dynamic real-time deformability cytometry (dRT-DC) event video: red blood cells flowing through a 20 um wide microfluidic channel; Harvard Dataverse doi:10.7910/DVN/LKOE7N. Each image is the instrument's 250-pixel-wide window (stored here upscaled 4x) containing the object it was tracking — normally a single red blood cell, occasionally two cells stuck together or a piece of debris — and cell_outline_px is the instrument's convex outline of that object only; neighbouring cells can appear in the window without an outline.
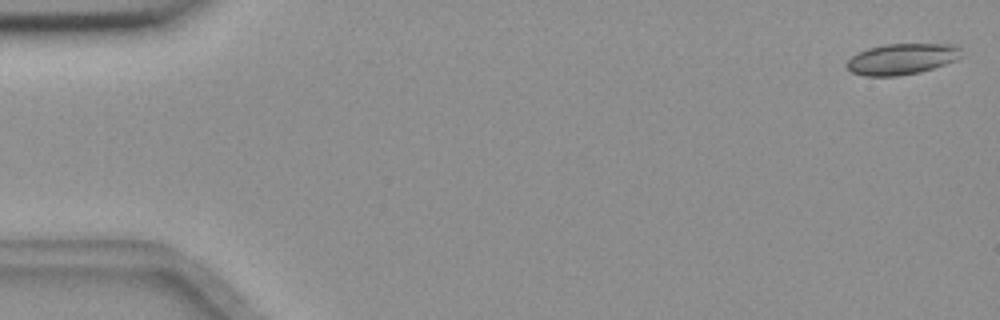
{"species": "common noctule bat (a hibernating species)", "species_latin": "Nyctalus noctula", "temperature_condition": "room temperature", "stored_images_in_passage": 5, "camera_frame_rate_fps": 3000, "um_per_image_px": 0.085, "animal": {"sex": "female", "body_mass_g": 18.4}, "frame": {"image": 1, "passage_image": 1, "time_ms": 0.0, "image_size_px": [1000, 320], "cell_outline_px": [[960, 56], [956, 60], [920, 72], [896, 76], [864, 76], [852, 72], [844, 64], [852, 56], [868, 48], [888, 44], [948, 44], [960, 48]], "centroid_in_image_um": [76.61, 5.02], "position_along_channel_um": 8.4, "area_um2": 20.4}}
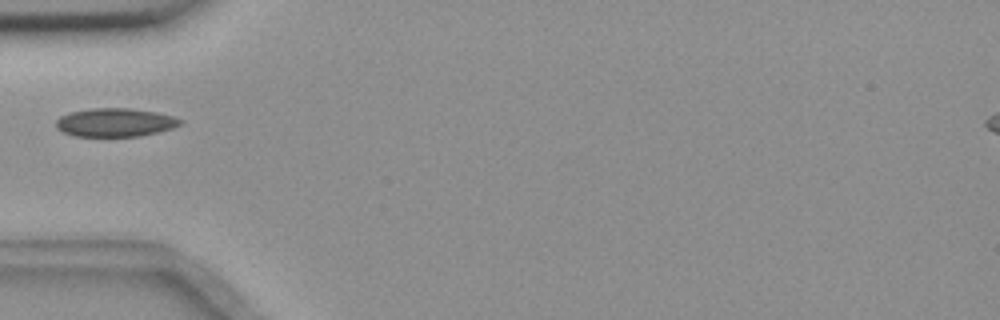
{"frame": {"image": 2, "passage_image": 5, "time_ms": 1.333, "image_size_px": [1000, 320], "cell_outline_px": [[184, 124], [172, 128], [140, 136], [76, 136], [64, 132], [56, 128], [56, 120], [60, 116], [68, 112], [88, 108], [132, 108], [156, 112], [172, 116], [184, 120]], "centroid_in_image_um": [9.79, 10.39], "position_along_channel_um": 75.2, "area_um2": 20.75}}